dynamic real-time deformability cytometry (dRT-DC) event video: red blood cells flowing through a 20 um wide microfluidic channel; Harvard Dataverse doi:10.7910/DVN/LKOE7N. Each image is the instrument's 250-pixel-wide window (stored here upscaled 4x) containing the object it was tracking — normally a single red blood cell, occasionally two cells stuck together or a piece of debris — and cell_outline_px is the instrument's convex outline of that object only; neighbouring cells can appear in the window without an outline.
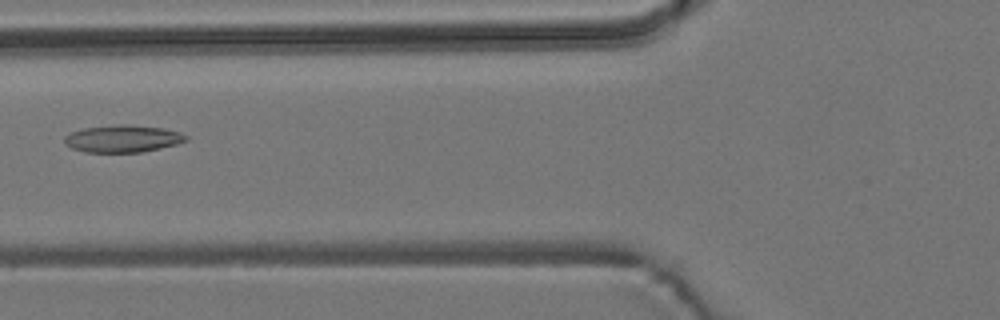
{"species": "common noctule bat (a hibernating species)", "species_latin": "Nyctalus noctula", "temperature_condition": "room temperature", "stored_images_in_passage": 7, "camera_frame_rate_fps": 3000, "um_per_image_px": 0.085, "animal": {"sex": "male", "body_mass_g": 19.2, "forearm_length_mm": 51.8}, "frame": {"image": 1, "passage_image": 7, "time_ms": 7.0, "image_size_px": [1000, 320], "cell_outline_px": [[188, 140], [176, 144], [160, 148], [140, 152], [84, 152], [72, 148], [64, 144], [64, 136], [72, 132], [84, 128], [120, 124], [128, 124], [164, 128], [180, 132], [188, 136]], "centroid_in_image_um": [10.43, 11.78], "position_along_channel_um": 115.4, "area_um2": 19.31}}